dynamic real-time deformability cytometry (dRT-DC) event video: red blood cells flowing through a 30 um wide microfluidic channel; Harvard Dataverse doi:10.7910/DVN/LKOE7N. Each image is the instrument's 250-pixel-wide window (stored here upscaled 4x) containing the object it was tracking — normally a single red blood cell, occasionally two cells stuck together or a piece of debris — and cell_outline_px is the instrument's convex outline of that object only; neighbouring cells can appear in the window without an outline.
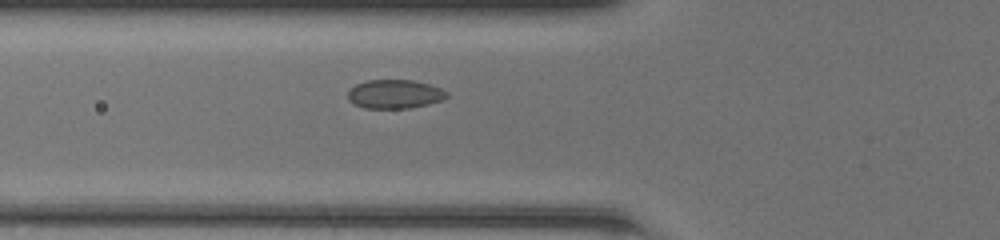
{"species": "common noctule bat (a hibernating species)", "species_latin": "Nyctalus noctula", "temperature_condition": "room temperature", "stored_images_in_passage": 37, "camera_frame_rate_fps": 3000, "um_per_image_px": 0.085, "animal": {"sex": "female", "body_mass_g": 20.0, "forearm_length_mm": 54.0}, "frame": {"image": 1, "passage_image": 9, "time_ms": 2.667, "image_size_px": [1000, 240], "cell_outline_px": [[448, 96], [444, 100], [412, 108], [364, 108], [352, 104], [348, 100], [348, 92], [356, 84], [368, 80], [412, 80], [428, 84], [440, 88], [448, 92]], "centroid_in_image_um": [33.55, 8.01], "position_along_channel_um": 92.2, "area_um2": 16.7}}
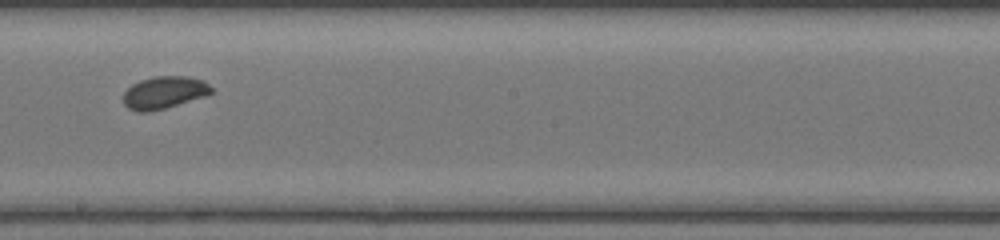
{"frame": {"image": 2, "passage_image": 19, "time_ms": 6.0, "image_size_px": [1000, 240], "cell_outline_px": [[212, 92], [204, 96], [164, 108], [148, 112], [136, 112], [128, 108], [124, 104], [124, 92], [132, 84], [140, 80], [152, 76], [188, 76], [204, 80], [212, 88]], "centroid_in_image_um": [13.93, 7.85], "position_along_channel_um": 234.3, "area_um2": 16.53}}
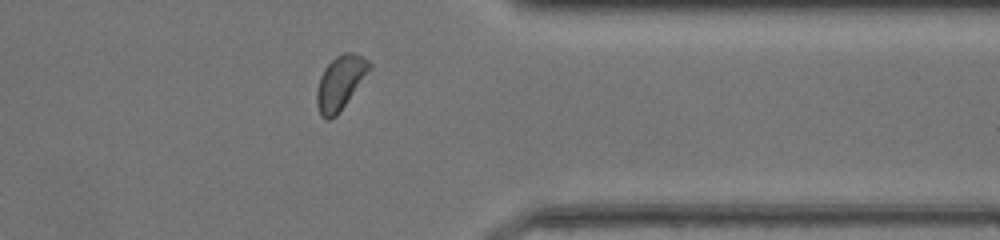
{"frame": {"image": 3, "passage_image": 30, "time_ms": 9.667, "image_size_px": [1000, 240], "cell_outline_px": [[372, 68], [336, 116], [328, 120], [324, 120], [320, 116], [316, 104], [316, 92], [320, 76], [324, 68], [336, 56], [344, 52], [352, 52], [368, 60], [372, 64]], "centroid_in_image_um": [28.9, 7.04], "position_along_channel_um": 382.5, "area_um2": 16.53}, "authors_computed_cell_mechanics": {"area_um2": 16.7042, "velocity_mm_per_s": 4.2573, "shape_relaxation_time_tau1_ms": 2.662, "shape_relaxation_time_tau2_ms": null, "deformation_change_tau1": 0.0676, "deformation_change_tau2": null}}